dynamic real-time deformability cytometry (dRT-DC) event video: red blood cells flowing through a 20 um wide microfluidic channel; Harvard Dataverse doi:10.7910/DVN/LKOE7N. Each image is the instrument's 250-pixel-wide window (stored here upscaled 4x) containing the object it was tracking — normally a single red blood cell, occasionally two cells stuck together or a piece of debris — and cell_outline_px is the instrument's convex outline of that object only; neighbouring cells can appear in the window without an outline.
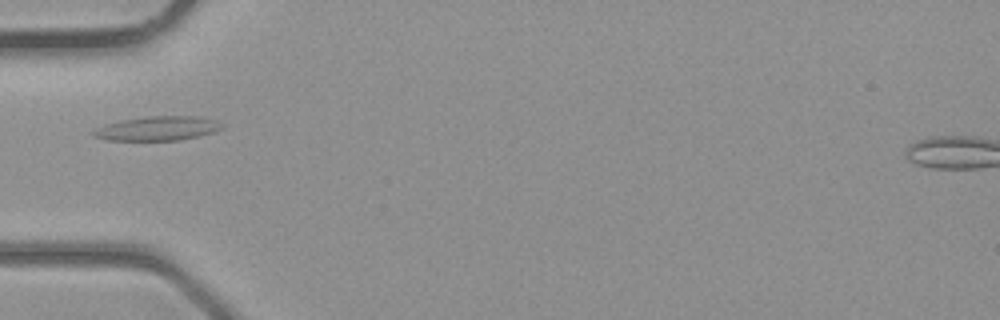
{"species": "common noctule bat (a hibernating species)", "species_latin": "Nyctalus noctula", "temperature_condition": "room temperature", "stored_images_in_passage": 34, "camera_frame_rate_fps": 3000, "um_per_image_px": 0.085, "animal": {"sex": "male", "body_mass_g": 23.1, "forearm_length_mm": 52.7}, "frame": {"image": 1, "passage_image": 7, "time_ms": 2.0, "image_size_px": [1000, 320], "cell_outline_px": [[224, 128], [200, 136], [180, 140], [108, 140], [92, 136], [92, 132], [96, 128], [104, 124], [120, 120], [148, 116], [200, 116], [224, 124]], "centroid_in_image_um": [13.38, 10.91], "position_along_channel_um": 71.6, "area_um2": 18.21}}
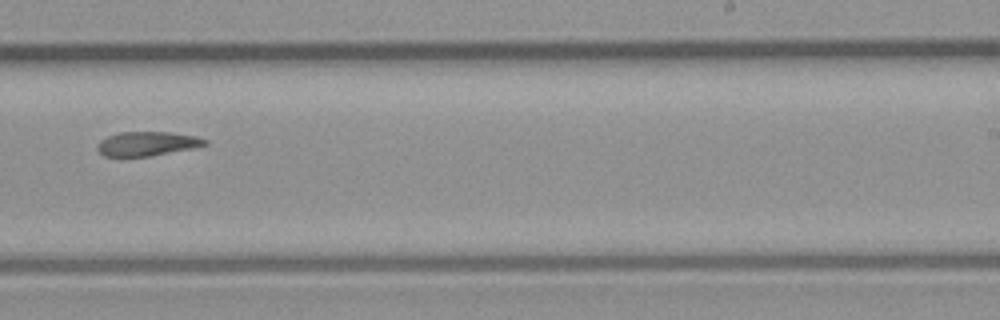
{"frame": {"image": 2, "passage_image": 19, "time_ms": 6.0, "image_size_px": [1000, 320], "cell_outline_px": [[208, 144], [192, 148], [148, 156], [104, 156], [96, 148], [100, 140], [108, 136], [120, 132], [172, 132], [196, 136], [208, 140]], "centroid_in_image_um": [12.51, 12.2], "position_along_channel_um": 276.5, "area_um2": 15.03}}
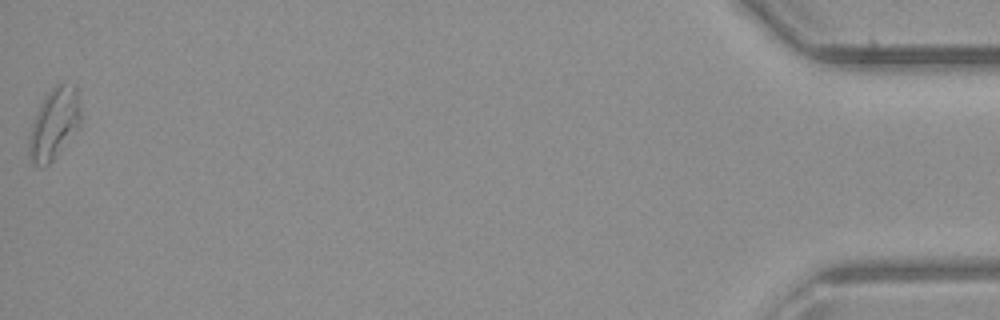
{"frame": {"image": 3, "passage_image": 34, "time_ms": 11.0, "image_size_px": [1000, 320], "cell_outline_px": [[80, 128], [56, 156], [44, 168], [32, 164], [28, 156], [28, 140], [32, 124], [40, 104], [44, 96], [56, 84], [76, 84], [80, 112]], "centroid_in_image_um": [4.59, 10.55], "position_along_channel_um": 430.6, "area_um2": 21.62}}